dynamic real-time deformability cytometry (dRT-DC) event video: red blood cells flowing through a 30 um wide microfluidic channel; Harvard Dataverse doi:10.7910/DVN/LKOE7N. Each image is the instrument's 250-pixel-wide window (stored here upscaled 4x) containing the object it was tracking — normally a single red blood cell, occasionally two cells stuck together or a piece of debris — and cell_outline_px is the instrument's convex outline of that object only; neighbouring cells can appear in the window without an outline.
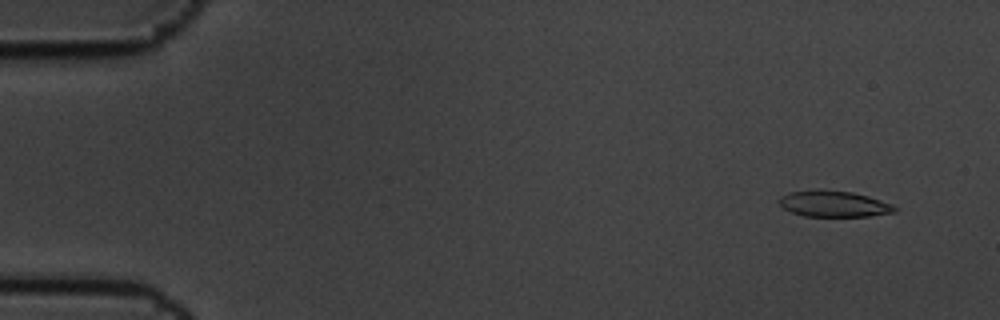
{"species": "common noctule bat (a hibernating species)", "species_latin": "Nyctalus noctula", "temperature_condition": "cold", "stored_images_in_passage": 5, "camera_frame_rate_fps": 3000, "um_per_image_px": 0.085, "animal": {"sex": "male", "body_mass_g": 19.5, "forearm_length_mm": 54.6}, "frame": {"image": 1, "passage_image": 1, "time_ms": 0.0, "image_size_px": [1000, 320], "cell_outline_px": [[896, 212], [868, 216], [804, 216], [792, 212], [784, 208], [780, 204], [780, 196], [788, 192], [852, 192], [868, 196], [892, 204], [896, 208]], "centroid_in_image_um": [70.92, 17.37], "position_along_channel_um": 14.1, "area_um2": 16.76}}
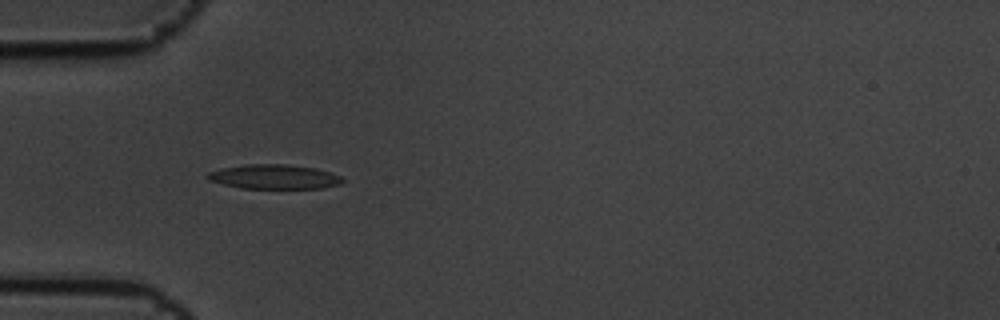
{"frame": {"image": 2, "passage_image": 5, "time_ms": 1.333, "image_size_px": [1000, 320], "cell_outline_px": [[344, 180], [340, 184], [320, 188], [240, 188], [208, 180], [204, 176], [208, 172], [220, 168], [244, 164], [288, 164], [316, 168], [340, 176]], "centroid_in_image_um": [23.25, 15.01], "position_along_channel_um": 61.8, "area_um2": 19.25}}